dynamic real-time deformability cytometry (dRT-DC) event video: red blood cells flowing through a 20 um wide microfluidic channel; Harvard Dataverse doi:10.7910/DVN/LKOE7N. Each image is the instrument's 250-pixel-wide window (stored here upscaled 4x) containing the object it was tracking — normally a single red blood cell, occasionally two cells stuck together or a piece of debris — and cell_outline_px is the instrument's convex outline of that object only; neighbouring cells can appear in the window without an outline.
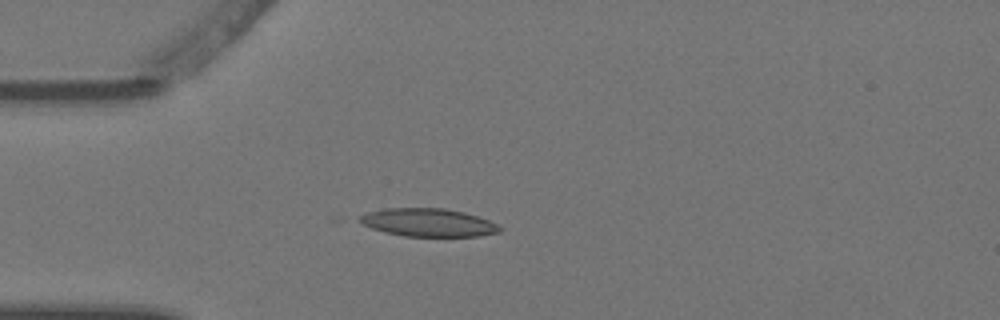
{"species": "Egyptian fruit bat (a non-hibernating species)", "species_latin": "Rousettus aegyptiacus", "temperature_condition": "warm", "stored_images_in_passage": 5, "camera_frame_rate_fps": 3000, "um_per_image_px": 0.085, "animal": {"sex": "female"}, "frame": {"image": 1, "passage_image": 4, "time_ms": 1.0, "image_size_px": [1000, 320], "cell_outline_px": [[504, 228], [500, 232], [480, 236], [404, 236], [384, 232], [372, 228], [356, 220], [360, 216], [368, 212], [384, 208], [444, 208], [464, 212], [488, 220]], "centroid_in_image_um": [36.4, 18.91], "position_along_channel_um": 48.6, "area_um2": 22.89}}